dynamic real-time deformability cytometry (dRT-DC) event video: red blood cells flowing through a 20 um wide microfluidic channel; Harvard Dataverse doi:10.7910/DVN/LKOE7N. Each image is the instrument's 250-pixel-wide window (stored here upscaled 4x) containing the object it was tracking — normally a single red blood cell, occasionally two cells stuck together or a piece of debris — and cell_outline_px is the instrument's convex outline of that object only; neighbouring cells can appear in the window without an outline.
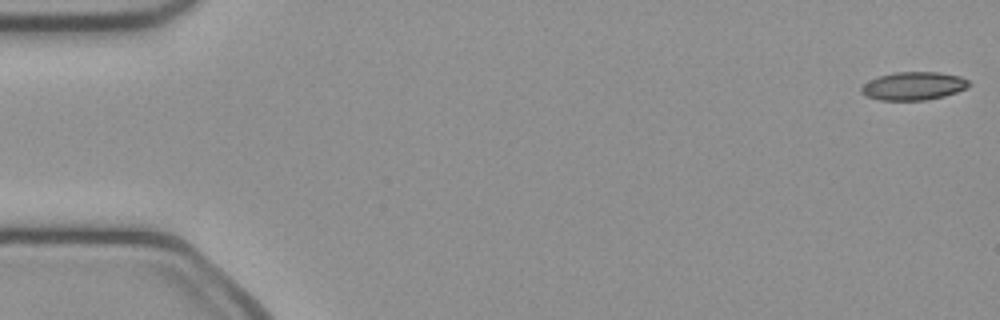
{"species": "common noctule bat (a hibernating species)", "species_latin": "Nyctalus noctula", "temperature_condition": "cold", "stored_images_in_passage": 50, "camera_frame_rate_fps": 3000, "um_per_image_px": 0.085, "animal": {"sex": "female", "body_mass_g": 21.9}, "frame": {"image": 1, "passage_image": 1, "time_ms": 0.0, "image_size_px": [1000, 320], "cell_outline_px": [[972, 84], [968, 88], [944, 96], [924, 100], [880, 100], [868, 96], [860, 92], [860, 88], [864, 84], [880, 76], [896, 72], [940, 72], [960, 76], [968, 80]], "centroid_in_image_um": [77.7, 7.3], "position_along_channel_um": 7.3, "area_um2": 17.57}}
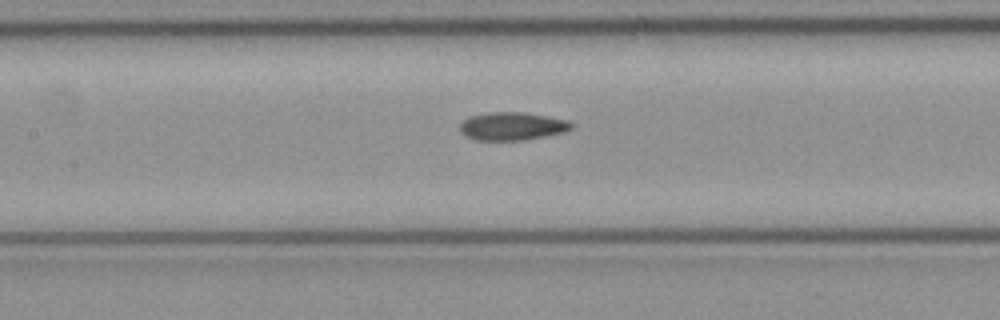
{"frame": {"image": 2, "passage_image": 23, "time_ms": 7.333, "image_size_px": [1000, 320], "cell_outline_px": [[572, 128], [568, 132], [524, 140], [476, 140], [464, 136], [460, 132], [460, 124], [468, 116], [488, 112], [524, 112], [568, 120], [572, 124]], "centroid_in_image_um": [43.53, 10.73], "position_along_channel_um": 163.9, "area_um2": 18.44}}
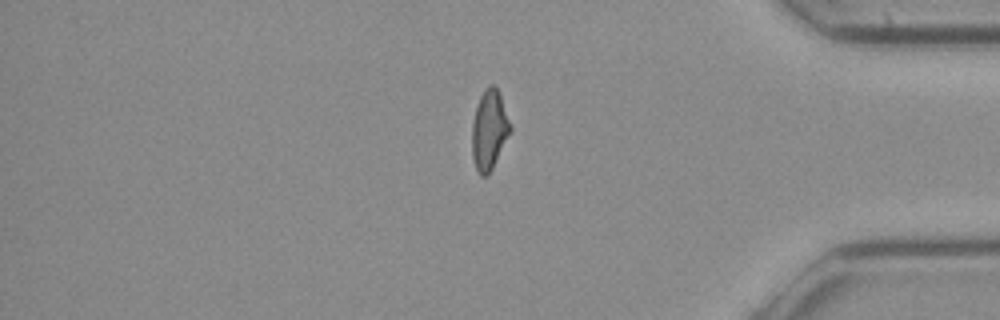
{"frame": {"image": 3, "passage_image": 42, "time_ms": 13.667, "image_size_px": [1000, 320], "cell_outline_px": [[512, 132], [488, 176], [480, 176], [476, 168], [472, 156], [472, 120], [480, 96], [484, 88], [488, 84], [496, 84], [512, 128]], "centroid_in_image_um": [41.59, 11.04], "position_along_channel_um": 393.6, "area_um2": 18.03}, "authors_computed_cell_mechanics": {"area_um2": 18.1203, "velocity_mm_per_s": 4.0785, "shape_relaxation_time_tau1_ms": 9.4668, "shape_relaxation_time_tau2_ms": 3.6281, "deformation_change_tau1": 0.2164, "deformation_change_tau2": 0.1086}}